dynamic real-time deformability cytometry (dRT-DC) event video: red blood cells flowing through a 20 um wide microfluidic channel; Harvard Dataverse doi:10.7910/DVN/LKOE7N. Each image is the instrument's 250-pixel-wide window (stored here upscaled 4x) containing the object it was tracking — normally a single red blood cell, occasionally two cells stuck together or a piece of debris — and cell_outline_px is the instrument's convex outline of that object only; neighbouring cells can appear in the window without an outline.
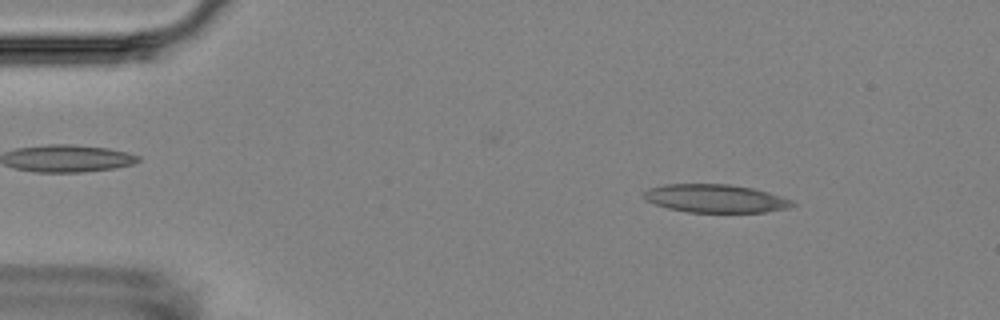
{"species": "Egyptian fruit bat (a non-hibernating species)", "species_latin": "Rousettus aegyptiacus", "temperature_condition": "room temperature", "stored_images_in_passage": 4, "camera_frame_rate_fps": 3000, "um_per_image_px": 0.085, "animal": {"sex": "female"}, "frame": {"image": 1, "passage_image": 2, "time_ms": 1.0, "image_size_px": [1000, 320], "cell_outline_px": [[796, 204], [788, 208], [764, 212], [688, 212], [668, 208], [644, 200], [644, 192], [648, 188], [664, 184], [728, 184], [752, 188], [768, 192], [792, 200]], "centroid_in_image_um": [60.8, 16.87], "position_along_channel_um": 24.2, "area_um2": 24.33}}